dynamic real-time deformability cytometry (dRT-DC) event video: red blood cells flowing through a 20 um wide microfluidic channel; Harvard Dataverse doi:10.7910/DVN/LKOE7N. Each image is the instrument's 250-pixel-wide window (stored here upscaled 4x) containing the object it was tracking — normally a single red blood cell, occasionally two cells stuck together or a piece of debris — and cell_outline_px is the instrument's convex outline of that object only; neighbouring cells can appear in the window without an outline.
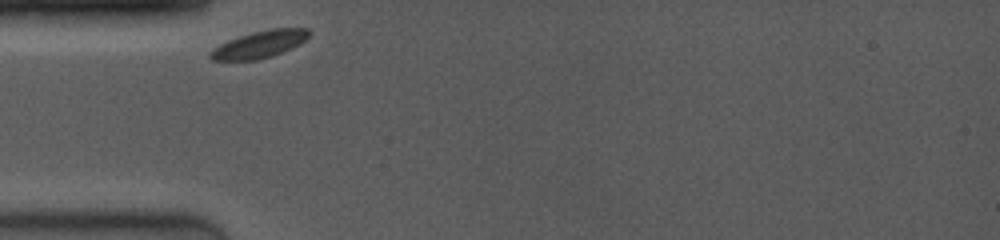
{"species": "common noctule bat (a hibernating species)", "species_latin": "Nyctalus noctula", "temperature_condition": "room temperature", "stored_images_in_passage": 32, "camera_frame_rate_fps": 4000, "um_per_image_px": 0.085, "animal": {"sex": "female", "body_mass_g": 19.0, "forearm_length_mm": 53.3}, "frame": {"image": 1, "passage_image": 1, "time_ms": 0.0, "image_size_px": [1000, 240], "cell_outline_px": [[312, 32], [304, 40], [280, 52], [256, 60], [212, 60], [208, 56], [208, 52], [220, 44], [240, 36], [252, 32], [272, 28], [308, 28]], "centroid_in_image_um": [22.02, 3.75], "position_along_channel_um": 63.0, "area_um2": 15.14}}
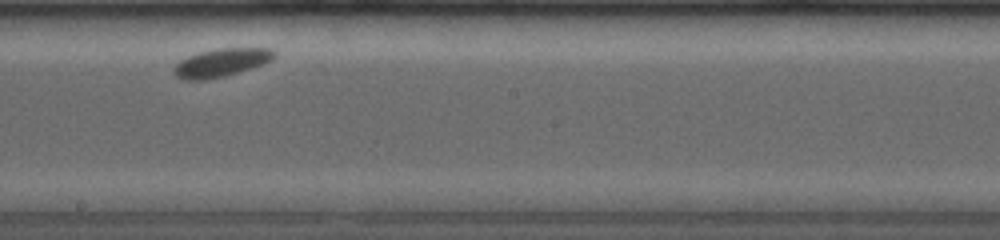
{"frame": {"image": 2, "passage_image": 17, "time_ms": 4.75, "image_size_px": [1000, 240], "cell_outline_px": [[276, 56], [272, 60], [224, 76], [200, 80], [184, 80], [176, 76], [172, 72], [172, 68], [180, 60], [188, 56], [200, 52], [216, 48], [272, 48], [276, 52]], "centroid_in_image_um": [18.77, 5.31], "position_along_channel_um": 229.4, "area_um2": 16.3}}
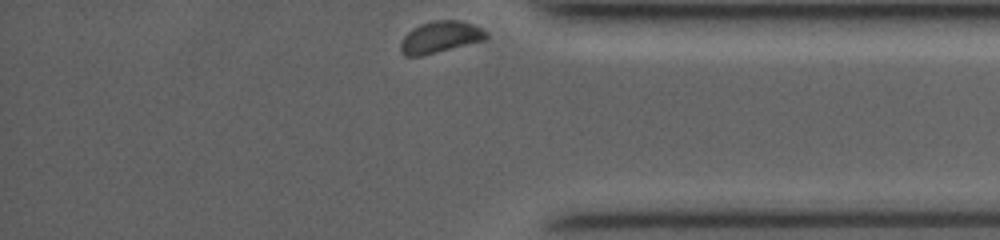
{"frame": {"image": 3, "passage_image": 32, "time_ms": 9.5, "image_size_px": [1000, 240], "cell_outline_px": [[488, 36], [484, 40], [420, 56], [404, 56], [400, 52], [400, 44], [404, 36], [408, 32], [420, 24], [436, 20], [456, 20], [472, 24], [488, 32]], "centroid_in_image_um": [37.4, 3.16], "position_along_channel_um": 397.8, "area_um2": 15.55}}